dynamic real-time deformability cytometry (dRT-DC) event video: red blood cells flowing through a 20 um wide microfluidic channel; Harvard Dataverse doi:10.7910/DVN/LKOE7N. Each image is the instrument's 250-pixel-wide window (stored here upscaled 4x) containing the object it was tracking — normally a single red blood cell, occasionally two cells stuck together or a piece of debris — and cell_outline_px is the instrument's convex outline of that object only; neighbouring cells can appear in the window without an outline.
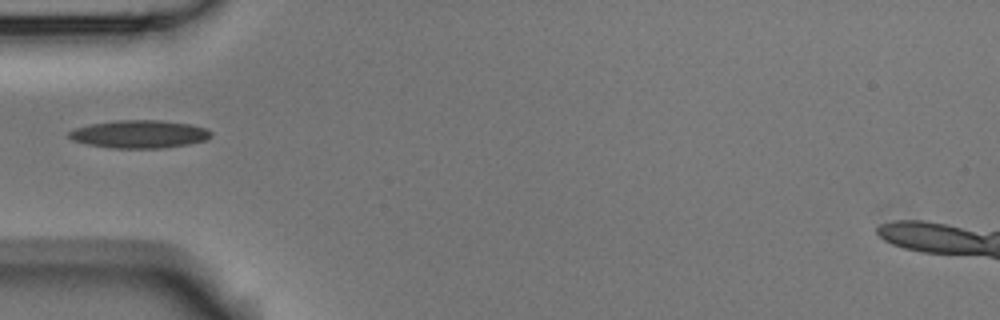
{"species": "Egyptian fruit bat (a non-hibernating species)", "species_latin": "Rousettus aegyptiacus", "temperature_condition": "room temperature", "stored_images_in_passage": 5, "camera_frame_rate_fps": 3000, "um_per_image_px": 0.085, "animal": {"sex": "male"}, "frame": {"image": 1, "passage_image": 5, "time_ms": 1.333, "image_size_px": [1000, 320], "cell_outline_px": [[212, 136], [208, 140], [188, 144], [164, 148], [112, 148], [84, 144], [72, 140], [68, 136], [68, 132], [76, 128], [92, 124], [120, 120], [160, 120], [192, 124], [204, 128], [212, 132]], "centroid_in_image_um": [11.87, 11.41], "position_along_channel_um": 73.1, "area_um2": 23.18}}